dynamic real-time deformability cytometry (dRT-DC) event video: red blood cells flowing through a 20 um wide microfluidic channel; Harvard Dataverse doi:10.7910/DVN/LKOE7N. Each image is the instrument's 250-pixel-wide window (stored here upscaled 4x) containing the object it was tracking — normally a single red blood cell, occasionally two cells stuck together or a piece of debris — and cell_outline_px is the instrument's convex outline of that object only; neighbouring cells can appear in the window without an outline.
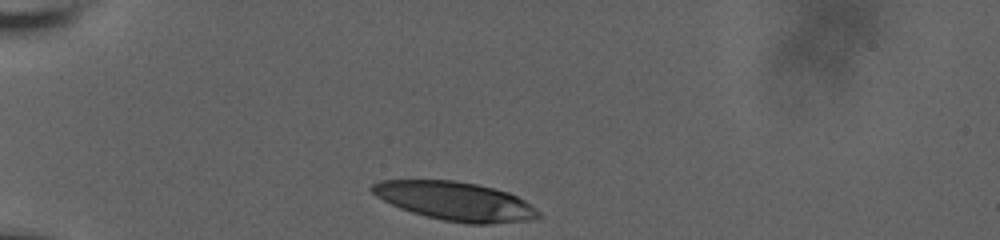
{"species": "human", "species_latin": "Homo sapiens", "temperature_condition": "room temperature", "stored_images_in_passage": 7, "camera_frame_rate_fps": 3000, "um_per_image_px": 0.085, "donor": {"sex": "male"}, "frame": {"image": 1, "passage_image": 1, "time_ms": 0.0, "image_size_px": [1000, 240], "cell_outline_px": [[544, 216], [528, 220], [488, 224], [468, 224], [444, 220], [412, 212], [400, 208], [376, 196], [368, 188], [372, 184], [380, 180], [456, 180], [476, 184], [508, 192], [524, 200], [540, 212]], "centroid_in_image_um": [38.69, 17.09], "position_along_channel_um": 46.3, "area_um2": 37.34}}